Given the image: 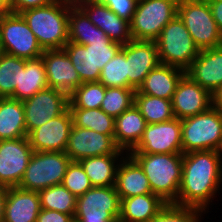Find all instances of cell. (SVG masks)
Segmentation results:
<instances>
[{
  "label": "cell",
  "mask_w": 222,
  "mask_h": 222,
  "mask_svg": "<svg viewBox=\"0 0 222 222\" xmlns=\"http://www.w3.org/2000/svg\"><path fill=\"white\" fill-rule=\"evenodd\" d=\"M222 158L216 150L183 154L177 205L206 210L222 184ZM219 188V189H218Z\"/></svg>",
  "instance_id": "cell-1"
},
{
  "label": "cell",
  "mask_w": 222,
  "mask_h": 222,
  "mask_svg": "<svg viewBox=\"0 0 222 222\" xmlns=\"http://www.w3.org/2000/svg\"><path fill=\"white\" fill-rule=\"evenodd\" d=\"M143 169L153 194L177 205L183 153H128Z\"/></svg>",
  "instance_id": "cell-2"
},
{
  "label": "cell",
  "mask_w": 222,
  "mask_h": 222,
  "mask_svg": "<svg viewBox=\"0 0 222 222\" xmlns=\"http://www.w3.org/2000/svg\"><path fill=\"white\" fill-rule=\"evenodd\" d=\"M70 7L54 0L46 6L32 8L20 14L36 36L43 50L63 49L68 43Z\"/></svg>",
  "instance_id": "cell-3"
},
{
  "label": "cell",
  "mask_w": 222,
  "mask_h": 222,
  "mask_svg": "<svg viewBox=\"0 0 222 222\" xmlns=\"http://www.w3.org/2000/svg\"><path fill=\"white\" fill-rule=\"evenodd\" d=\"M182 153L216 150L222 143V112L214 107L181 120Z\"/></svg>",
  "instance_id": "cell-4"
},
{
  "label": "cell",
  "mask_w": 222,
  "mask_h": 222,
  "mask_svg": "<svg viewBox=\"0 0 222 222\" xmlns=\"http://www.w3.org/2000/svg\"><path fill=\"white\" fill-rule=\"evenodd\" d=\"M177 16L199 50L222 45V33L212 16L208 0H179Z\"/></svg>",
  "instance_id": "cell-5"
},
{
  "label": "cell",
  "mask_w": 222,
  "mask_h": 222,
  "mask_svg": "<svg viewBox=\"0 0 222 222\" xmlns=\"http://www.w3.org/2000/svg\"><path fill=\"white\" fill-rule=\"evenodd\" d=\"M179 0H138L130 21L133 40L155 41L178 14Z\"/></svg>",
  "instance_id": "cell-6"
},
{
  "label": "cell",
  "mask_w": 222,
  "mask_h": 222,
  "mask_svg": "<svg viewBox=\"0 0 222 222\" xmlns=\"http://www.w3.org/2000/svg\"><path fill=\"white\" fill-rule=\"evenodd\" d=\"M155 42L160 63L183 70L192 64L200 51L178 16L163 28Z\"/></svg>",
  "instance_id": "cell-7"
},
{
  "label": "cell",
  "mask_w": 222,
  "mask_h": 222,
  "mask_svg": "<svg viewBox=\"0 0 222 222\" xmlns=\"http://www.w3.org/2000/svg\"><path fill=\"white\" fill-rule=\"evenodd\" d=\"M71 159L65 152H36L31 156L18 187L37 191L62 183Z\"/></svg>",
  "instance_id": "cell-8"
},
{
  "label": "cell",
  "mask_w": 222,
  "mask_h": 222,
  "mask_svg": "<svg viewBox=\"0 0 222 222\" xmlns=\"http://www.w3.org/2000/svg\"><path fill=\"white\" fill-rule=\"evenodd\" d=\"M0 51L27 60L39 58L44 52L22 15L13 12L0 20Z\"/></svg>",
  "instance_id": "cell-9"
},
{
  "label": "cell",
  "mask_w": 222,
  "mask_h": 222,
  "mask_svg": "<svg viewBox=\"0 0 222 222\" xmlns=\"http://www.w3.org/2000/svg\"><path fill=\"white\" fill-rule=\"evenodd\" d=\"M121 200L115 186L92 187L77 197L76 222H116L120 218Z\"/></svg>",
  "instance_id": "cell-10"
},
{
  "label": "cell",
  "mask_w": 222,
  "mask_h": 222,
  "mask_svg": "<svg viewBox=\"0 0 222 222\" xmlns=\"http://www.w3.org/2000/svg\"><path fill=\"white\" fill-rule=\"evenodd\" d=\"M22 102L27 135L69 108V96L51 87L37 92Z\"/></svg>",
  "instance_id": "cell-11"
},
{
  "label": "cell",
  "mask_w": 222,
  "mask_h": 222,
  "mask_svg": "<svg viewBox=\"0 0 222 222\" xmlns=\"http://www.w3.org/2000/svg\"><path fill=\"white\" fill-rule=\"evenodd\" d=\"M181 132V120L176 117L166 122L147 124L142 139L129 153H182Z\"/></svg>",
  "instance_id": "cell-12"
},
{
  "label": "cell",
  "mask_w": 222,
  "mask_h": 222,
  "mask_svg": "<svg viewBox=\"0 0 222 222\" xmlns=\"http://www.w3.org/2000/svg\"><path fill=\"white\" fill-rule=\"evenodd\" d=\"M33 153L28 137L0 140V186L18 187Z\"/></svg>",
  "instance_id": "cell-13"
},
{
  "label": "cell",
  "mask_w": 222,
  "mask_h": 222,
  "mask_svg": "<svg viewBox=\"0 0 222 222\" xmlns=\"http://www.w3.org/2000/svg\"><path fill=\"white\" fill-rule=\"evenodd\" d=\"M123 152L125 151L116 145L114 137L74 125L65 149L71 161L77 162L94 156L122 154Z\"/></svg>",
  "instance_id": "cell-14"
},
{
  "label": "cell",
  "mask_w": 222,
  "mask_h": 222,
  "mask_svg": "<svg viewBox=\"0 0 222 222\" xmlns=\"http://www.w3.org/2000/svg\"><path fill=\"white\" fill-rule=\"evenodd\" d=\"M72 127L73 118L68 108L63 114L32 130L27 137L36 152H65Z\"/></svg>",
  "instance_id": "cell-15"
},
{
  "label": "cell",
  "mask_w": 222,
  "mask_h": 222,
  "mask_svg": "<svg viewBox=\"0 0 222 222\" xmlns=\"http://www.w3.org/2000/svg\"><path fill=\"white\" fill-rule=\"evenodd\" d=\"M128 89L138 90L149 72L160 64L155 41L131 40L125 44Z\"/></svg>",
  "instance_id": "cell-16"
},
{
  "label": "cell",
  "mask_w": 222,
  "mask_h": 222,
  "mask_svg": "<svg viewBox=\"0 0 222 222\" xmlns=\"http://www.w3.org/2000/svg\"><path fill=\"white\" fill-rule=\"evenodd\" d=\"M174 117L182 120L212 107V94L184 74L172 97Z\"/></svg>",
  "instance_id": "cell-17"
},
{
  "label": "cell",
  "mask_w": 222,
  "mask_h": 222,
  "mask_svg": "<svg viewBox=\"0 0 222 222\" xmlns=\"http://www.w3.org/2000/svg\"><path fill=\"white\" fill-rule=\"evenodd\" d=\"M41 57L48 87L58 89L69 96L83 83L63 49L44 50Z\"/></svg>",
  "instance_id": "cell-18"
},
{
  "label": "cell",
  "mask_w": 222,
  "mask_h": 222,
  "mask_svg": "<svg viewBox=\"0 0 222 222\" xmlns=\"http://www.w3.org/2000/svg\"><path fill=\"white\" fill-rule=\"evenodd\" d=\"M185 74L211 94L222 86V45L200 50Z\"/></svg>",
  "instance_id": "cell-19"
},
{
  "label": "cell",
  "mask_w": 222,
  "mask_h": 222,
  "mask_svg": "<svg viewBox=\"0 0 222 222\" xmlns=\"http://www.w3.org/2000/svg\"><path fill=\"white\" fill-rule=\"evenodd\" d=\"M80 8L97 28L105 32L110 40L122 45L132 40L130 22L119 17L107 6L90 1Z\"/></svg>",
  "instance_id": "cell-20"
},
{
  "label": "cell",
  "mask_w": 222,
  "mask_h": 222,
  "mask_svg": "<svg viewBox=\"0 0 222 222\" xmlns=\"http://www.w3.org/2000/svg\"><path fill=\"white\" fill-rule=\"evenodd\" d=\"M41 210L37 191L9 187L4 204L3 222H36Z\"/></svg>",
  "instance_id": "cell-21"
},
{
  "label": "cell",
  "mask_w": 222,
  "mask_h": 222,
  "mask_svg": "<svg viewBox=\"0 0 222 222\" xmlns=\"http://www.w3.org/2000/svg\"><path fill=\"white\" fill-rule=\"evenodd\" d=\"M115 188L120 200L152 193L149 181L140 165L126 153L119 162Z\"/></svg>",
  "instance_id": "cell-22"
},
{
  "label": "cell",
  "mask_w": 222,
  "mask_h": 222,
  "mask_svg": "<svg viewBox=\"0 0 222 222\" xmlns=\"http://www.w3.org/2000/svg\"><path fill=\"white\" fill-rule=\"evenodd\" d=\"M146 125L144 117L134 104L115 118L114 140L116 145L128 154L142 139Z\"/></svg>",
  "instance_id": "cell-23"
},
{
  "label": "cell",
  "mask_w": 222,
  "mask_h": 222,
  "mask_svg": "<svg viewBox=\"0 0 222 222\" xmlns=\"http://www.w3.org/2000/svg\"><path fill=\"white\" fill-rule=\"evenodd\" d=\"M184 74L185 70L181 68L160 63L149 72L138 91L141 94L172 100L177 84Z\"/></svg>",
  "instance_id": "cell-24"
},
{
  "label": "cell",
  "mask_w": 222,
  "mask_h": 222,
  "mask_svg": "<svg viewBox=\"0 0 222 222\" xmlns=\"http://www.w3.org/2000/svg\"><path fill=\"white\" fill-rule=\"evenodd\" d=\"M167 203L149 193L121 199L120 222H150Z\"/></svg>",
  "instance_id": "cell-25"
},
{
  "label": "cell",
  "mask_w": 222,
  "mask_h": 222,
  "mask_svg": "<svg viewBox=\"0 0 222 222\" xmlns=\"http://www.w3.org/2000/svg\"><path fill=\"white\" fill-rule=\"evenodd\" d=\"M123 155L125 153L94 156L78 162L83 167L93 187L115 186L118 162L124 157Z\"/></svg>",
  "instance_id": "cell-26"
},
{
  "label": "cell",
  "mask_w": 222,
  "mask_h": 222,
  "mask_svg": "<svg viewBox=\"0 0 222 222\" xmlns=\"http://www.w3.org/2000/svg\"><path fill=\"white\" fill-rule=\"evenodd\" d=\"M27 137L23 102L0 98V140Z\"/></svg>",
  "instance_id": "cell-27"
},
{
  "label": "cell",
  "mask_w": 222,
  "mask_h": 222,
  "mask_svg": "<svg viewBox=\"0 0 222 222\" xmlns=\"http://www.w3.org/2000/svg\"><path fill=\"white\" fill-rule=\"evenodd\" d=\"M46 88L48 84L42 57L26 59L25 67L20 70L19 86L15 87L14 99L23 101Z\"/></svg>",
  "instance_id": "cell-28"
},
{
  "label": "cell",
  "mask_w": 222,
  "mask_h": 222,
  "mask_svg": "<svg viewBox=\"0 0 222 222\" xmlns=\"http://www.w3.org/2000/svg\"><path fill=\"white\" fill-rule=\"evenodd\" d=\"M68 41L87 45L88 41L110 40L97 28L81 8H70L68 16Z\"/></svg>",
  "instance_id": "cell-29"
},
{
  "label": "cell",
  "mask_w": 222,
  "mask_h": 222,
  "mask_svg": "<svg viewBox=\"0 0 222 222\" xmlns=\"http://www.w3.org/2000/svg\"><path fill=\"white\" fill-rule=\"evenodd\" d=\"M135 106L140 110L147 124L166 122L174 118L172 101L135 92Z\"/></svg>",
  "instance_id": "cell-30"
},
{
  "label": "cell",
  "mask_w": 222,
  "mask_h": 222,
  "mask_svg": "<svg viewBox=\"0 0 222 222\" xmlns=\"http://www.w3.org/2000/svg\"><path fill=\"white\" fill-rule=\"evenodd\" d=\"M73 118V125L80 128H87L102 134L114 137L115 119L107 115L100 108L82 109L69 108Z\"/></svg>",
  "instance_id": "cell-31"
},
{
  "label": "cell",
  "mask_w": 222,
  "mask_h": 222,
  "mask_svg": "<svg viewBox=\"0 0 222 222\" xmlns=\"http://www.w3.org/2000/svg\"><path fill=\"white\" fill-rule=\"evenodd\" d=\"M41 209L75 216L77 198L62 184L40 190Z\"/></svg>",
  "instance_id": "cell-32"
},
{
  "label": "cell",
  "mask_w": 222,
  "mask_h": 222,
  "mask_svg": "<svg viewBox=\"0 0 222 222\" xmlns=\"http://www.w3.org/2000/svg\"><path fill=\"white\" fill-rule=\"evenodd\" d=\"M26 59L0 52V98H13L19 86L20 70L25 67Z\"/></svg>",
  "instance_id": "cell-33"
},
{
  "label": "cell",
  "mask_w": 222,
  "mask_h": 222,
  "mask_svg": "<svg viewBox=\"0 0 222 222\" xmlns=\"http://www.w3.org/2000/svg\"><path fill=\"white\" fill-rule=\"evenodd\" d=\"M105 96V86L99 81L83 82L69 95V108H100Z\"/></svg>",
  "instance_id": "cell-34"
},
{
  "label": "cell",
  "mask_w": 222,
  "mask_h": 222,
  "mask_svg": "<svg viewBox=\"0 0 222 222\" xmlns=\"http://www.w3.org/2000/svg\"><path fill=\"white\" fill-rule=\"evenodd\" d=\"M63 50L67 53L82 82L99 81L101 73H93V59L90 49L68 41Z\"/></svg>",
  "instance_id": "cell-35"
},
{
  "label": "cell",
  "mask_w": 222,
  "mask_h": 222,
  "mask_svg": "<svg viewBox=\"0 0 222 222\" xmlns=\"http://www.w3.org/2000/svg\"><path fill=\"white\" fill-rule=\"evenodd\" d=\"M135 92V89L105 87V96L100 109L115 119L134 105Z\"/></svg>",
  "instance_id": "cell-36"
},
{
  "label": "cell",
  "mask_w": 222,
  "mask_h": 222,
  "mask_svg": "<svg viewBox=\"0 0 222 222\" xmlns=\"http://www.w3.org/2000/svg\"><path fill=\"white\" fill-rule=\"evenodd\" d=\"M99 82L105 87L128 88L127 60L125 57V44L117 54L105 64L101 70Z\"/></svg>",
  "instance_id": "cell-37"
},
{
  "label": "cell",
  "mask_w": 222,
  "mask_h": 222,
  "mask_svg": "<svg viewBox=\"0 0 222 222\" xmlns=\"http://www.w3.org/2000/svg\"><path fill=\"white\" fill-rule=\"evenodd\" d=\"M206 210L167 203L150 222H200Z\"/></svg>",
  "instance_id": "cell-38"
},
{
  "label": "cell",
  "mask_w": 222,
  "mask_h": 222,
  "mask_svg": "<svg viewBox=\"0 0 222 222\" xmlns=\"http://www.w3.org/2000/svg\"><path fill=\"white\" fill-rule=\"evenodd\" d=\"M92 51L93 73H101V70L122 48V44L112 40L88 41L84 45Z\"/></svg>",
  "instance_id": "cell-39"
},
{
  "label": "cell",
  "mask_w": 222,
  "mask_h": 222,
  "mask_svg": "<svg viewBox=\"0 0 222 222\" xmlns=\"http://www.w3.org/2000/svg\"><path fill=\"white\" fill-rule=\"evenodd\" d=\"M61 184L76 198L93 187L83 167L77 161H71L68 165Z\"/></svg>",
  "instance_id": "cell-40"
},
{
  "label": "cell",
  "mask_w": 222,
  "mask_h": 222,
  "mask_svg": "<svg viewBox=\"0 0 222 222\" xmlns=\"http://www.w3.org/2000/svg\"><path fill=\"white\" fill-rule=\"evenodd\" d=\"M92 2L107 6L119 17L131 21L136 10L138 0H91Z\"/></svg>",
  "instance_id": "cell-41"
},
{
  "label": "cell",
  "mask_w": 222,
  "mask_h": 222,
  "mask_svg": "<svg viewBox=\"0 0 222 222\" xmlns=\"http://www.w3.org/2000/svg\"><path fill=\"white\" fill-rule=\"evenodd\" d=\"M54 0H9L10 12L18 13L25 10L46 6Z\"/></svg>",
  "instance_id": "cell-42"
},
{
  "label": "cell",
  "mask_w": 222,
  "mask_h": 222,
  "mask_svg": "<svg viewBox=\"0 0 222 222\" xmlns=\"http://www.w3.org/2000/svg\"><path fill=\"white\" fill-rule=\"evenodd\" d=\"M36 222H74V216L59 211L41 209Z\"/></svg>",
  "instance_id": "cell-43"
},
{
  "label": "cell",
  "mask_w": 222,
  "mask_h": 222,
  "mask_svg": "<svg viewBox=\"0 0 222 222\" xmlns=\"http://www.w3.org/2000/svg\"><path fill=\"white\" fill-rule=\"evenodd\" d=\"M212 16L222 33V0H208Z\"/></svg>",
  "instance_id": "cell-44"
},
{
  "label": "cell",
  "mask_w": 222,
  "mask_h": 222,
  "mask_svg": "<svg viewBox=\"0 0 222 222\" xmlns=\"http://www.w3.org/2000/svg\"><path fill=\"white\" fill-rule=\"evenodd\" d=\"M212 107L222 112V86L212 93Z\"/></svg>",
  "instance_id": "cell-45"
},
{
  "label": "cell",
  "mask_w": 222,
  "mask_h": 222,
  "mask_svg": "<svg viewBox=\"0 0 222 222\" xmlns=\"http://www.w3.org/2000/svg\"><path fill=\"white\" fill-rule=\"evenodd\" d=\"M63 5L70 8H80L82 5L90 2L91 0H57Z\"/></svg>",
  "instance_id": "cell-46"
},
{
  "label": "cell",
  "mask_w": 222,
  "mask_h": 222,
  "mask_svg": "<svg viewBox=\"0 0 222 222\" xmlns=\"http://www.w3.org/2000/svg\"><path fill=\"white\" fill-rule=\"evenodd\" d=\"M7 187L0 186V222H3L4 217V204L7 195Z\"/></svg>",
  "instance_id": "cell-47"
},
{
  "label": "cell",
  "mask_w": 222,
  "mask_h": 222,
  "mask_svg": "<svg viewBox=\"0 0 222 222\" xmlns=\"http://www.w3.org/2000/svg\"><path fill=\"white\" fill-rule=\"evenodd\" d=\"M10 12L9 0H0V14L5 15Z\"/></svg>",
  "instance_id": "cell-48"
},
{
  "label": "cell",
  "mask_w": 222,
  "mask_h": 222,
  "mask_svg": "<svg viewBox=\"0 0 222 222\" xmlns=\"http://www.w3.org/2000/svg\"><path fill=\"white\" fill-rule=\"evenodd\" d=\"M218 153H219V155H220L221 158H222V143H221V145H220V148L218 149Z\"/></svg>",
  "instance_id": "cell-49"
}]
</instances>
